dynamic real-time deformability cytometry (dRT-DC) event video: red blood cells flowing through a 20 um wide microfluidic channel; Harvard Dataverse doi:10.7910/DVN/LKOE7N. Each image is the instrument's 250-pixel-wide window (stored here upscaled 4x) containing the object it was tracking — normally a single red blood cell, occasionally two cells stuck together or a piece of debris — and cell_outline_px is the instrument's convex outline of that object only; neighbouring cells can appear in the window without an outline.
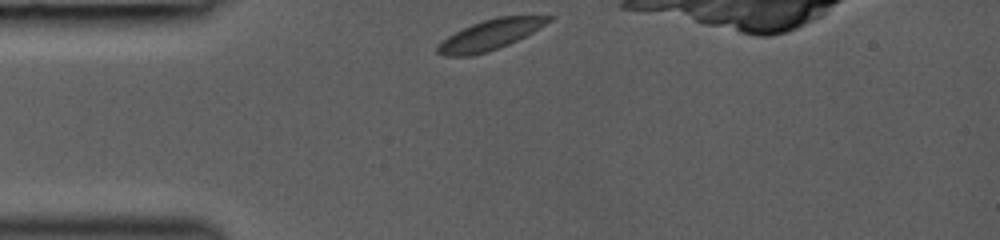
{"species": "common noctule bat (a hibernating species)", "species_latin": "Nyctalus noctula", "temperature_condition": "room temperature", "stored_images_in_passage": 17, "segment_of_instrument_passage": [1, 2], "camera_frame_rate_fps": 3000, "um_per_image_px": 0.085, "animal": {"sex": "female", "body_mass_g": 19.0, "forearm_length_mm": 53.3}, "frame": {"image": 1, "passage_image": 1, "time_ms": 0.0, "image_size_px": [1000, 240], "cell_outline_px": [[556, 16], [552, 20], [532, 32], [508, 44], [488, 52], [472, 56], [444, 56], [436, 52], [436, 48], [448, 36], [472, 24], [496, 16]], "centroid_in_image_um": [41.66, 2.96], "position_along_channel_um": 43.3, "area_um2": 19.25}}
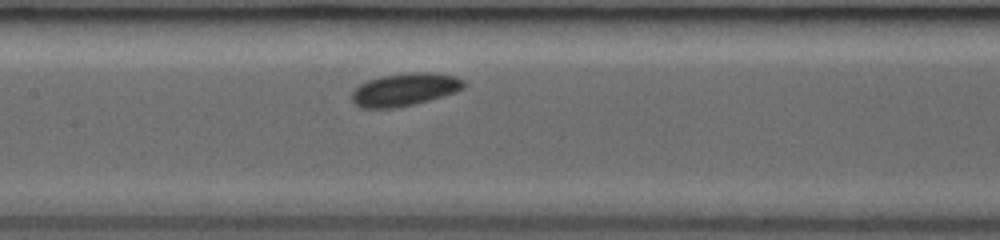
{"frame": {"image": 2, "passage_image": 8, "time_ms": 3.667, "image_size_px": [1000, 240], "cell_outline_px": [[468, 84], [464, 88], [456, 92], [428, 100], [396, 108], [360, 108], [352, 100], [352, 92], [360, 84], [368, 80], [380, 76], [408, 72], [432, 72], [456, 76], [464, 80]], "centroid_in_image_um": [34.43, 7.59], "position_along_channel_um": 173.0, "area_um2": 21.5}}
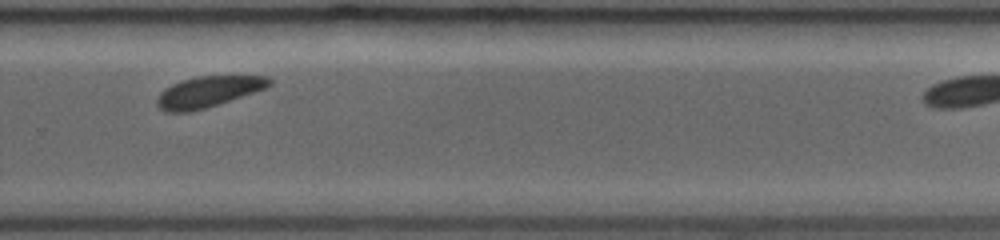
{"frame": {"image": 3, "passage_image": 15, "time_ms": 7.0, "image_size_px": [1000, 240], "cell_outline_px": [[272, 84], [264, 88], [204, 108], [188, 112], [164, 112], [156, 104], [156, 100], [160, 92], [164, 88], [172, 84], [184, 80], [200, 76], [268, 76], [272, 80]], "centroid_in_image_um": [17.64, 7.79], "position_along_channel_um": 312.2, "area_um2": 19.77}}